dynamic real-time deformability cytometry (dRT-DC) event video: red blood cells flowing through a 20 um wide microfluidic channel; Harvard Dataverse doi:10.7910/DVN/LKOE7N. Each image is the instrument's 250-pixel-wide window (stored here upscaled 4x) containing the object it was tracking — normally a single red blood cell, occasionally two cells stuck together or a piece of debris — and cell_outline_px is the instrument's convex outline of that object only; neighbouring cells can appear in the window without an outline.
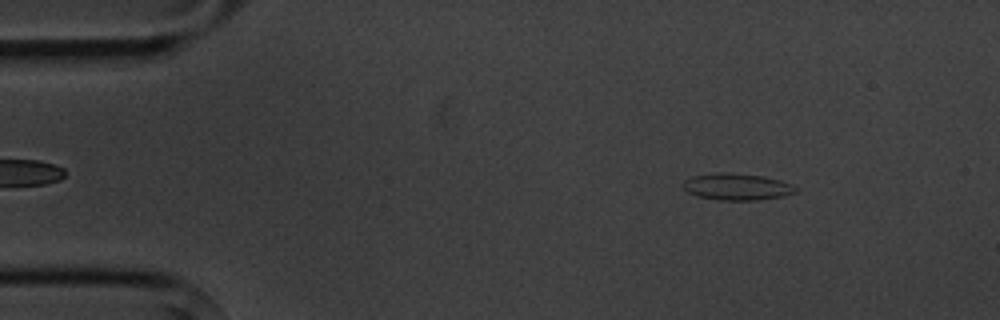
{"species": "common noctule bat (a hibernating species)", "species_latin": "Nyctalus noctula", "temperature_condition": "cold", "stored_images_in_passage": 3, "camera_frame_rate_fps": 3000, "um_per_image_px": 0.085, "animal": {"sex": "male", "body_mass_g": 20.1, "forearm_length_mm": 53.5}, "frame": {"image": 1, "passage_image": 1, "time_ms": 0.0, "image_size_px": [1000, 320], "cell_outline_px": [[800, 188], [796, 192], [784, 196], [756, 200], [716, 200], [696, 196], [688, 192], [680, 184], [684, 180], [692, 176], [720, 172], [728, 172], [764, 176], [780, 180], [792, 184]], "centroid_in_image_um": [62.64, 15.87], "position_along_channel_um": 22.4, "area_um2": 17.8}}